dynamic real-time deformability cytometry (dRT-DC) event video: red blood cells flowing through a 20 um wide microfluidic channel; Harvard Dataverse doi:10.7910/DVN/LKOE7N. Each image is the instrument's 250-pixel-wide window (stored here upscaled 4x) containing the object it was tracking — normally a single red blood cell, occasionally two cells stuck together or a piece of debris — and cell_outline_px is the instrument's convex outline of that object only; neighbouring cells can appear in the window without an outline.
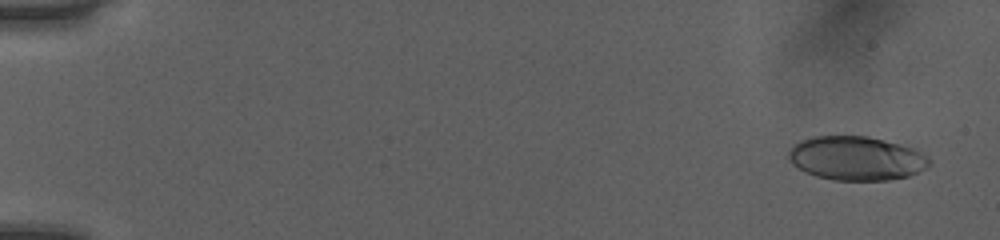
{"species": "human", "species_latin": "Homo sapiens", "temperature_condition": "room temperature", "stored_images_in_passage": 52, "camera_frame_rate_fps": 3000, "um_per_image_px": 0.085, "donor": {"sex": "female"}, "frame": {"image": 1, "passage_image": 3, "time_ms": 0.667, "image_size_px": [1000, 240], "cell_outline_px": [[932, 160], [924, 168], [908, 176], [888, 180], [832, 180], [816, 176], [804, 172], [792, 164], [788, 160], [788, 152], [800, 140], [812, 136], [868, 136], [900, 144], [912, 148], [928, 156]], "centroid_in_image_um": [72.75, 13.45], "position_along_channel_um": 12.2, "area_um2": 36.01}}
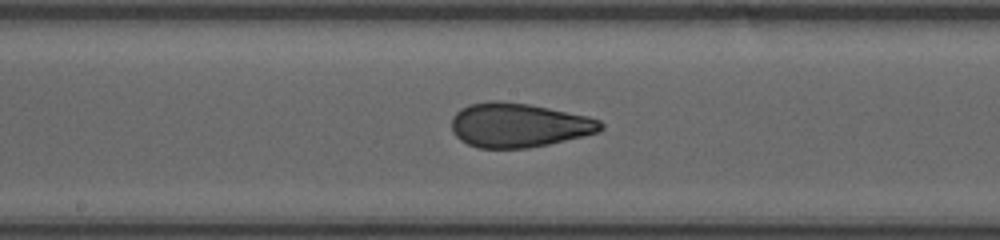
{"frame": {"image": 2, "passage_image": 29, "time_ms": 9.333, "image_size_px": [1000, 240], "cell_outline_px": [[604, 128], [600, 132], [584, 136], [548, 144], [528, 148], [480, 148], [468, 144], [460, 140], [452, 132], [452, 116], [460, 108], [468, 104], [492, 100], [500, 100], [528, 104], [588, 116], [600, 120], [604, 124]], "centroid_in_image_um": [44.08, 10.63], "position_along_channel_um": 204.1, "area_um2": 38.67}}
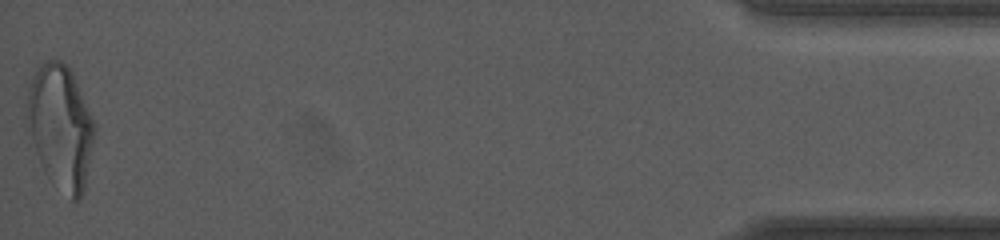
{"frame": {"image": 3, "passage_image": 52, "time_ms": 17.0, "image_size_px": [1000, 240], "cell_outline_px": [[96, 132], [84, 188], [80, 196], [76, 200], [72, 200], [44, 172], [40, 164], [24, 128], [24, 120], [28, 88], [32, 76], [44, 60], [60, 60], [72, 72], [96, 124]], "centroid_in_image_um": [5.1, 10.75], "position_along_channel_um": 430.1, "area_um2": 49.36}, "authors_computed_cell_mechanics": {"area_um2": 37.859, "velocity_mm_per_s": 4.0573, "shape_relaxation_time_tau1_ms": 9.8819, "shape_relaxation_time_tau2_ms": 1.226, "deformation_change_tau1": 0.2534, "deformation_change_tau2": 0.0837}}